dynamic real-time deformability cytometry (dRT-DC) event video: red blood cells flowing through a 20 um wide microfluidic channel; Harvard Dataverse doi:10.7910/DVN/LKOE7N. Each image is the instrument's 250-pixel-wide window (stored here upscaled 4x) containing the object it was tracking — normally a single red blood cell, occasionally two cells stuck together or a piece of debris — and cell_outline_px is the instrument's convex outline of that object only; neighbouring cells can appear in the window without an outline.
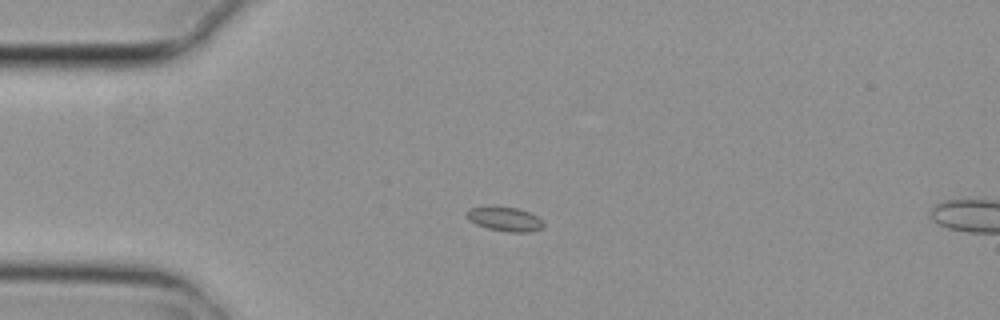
{"species": "common noctule bat (a hibernating species)", "species_latin": "Nyctalus noctula", "temperature_condition": "cold", "stored_images_in_passage": 2, "camera_frame_rate_fps": 3000, "um_per_image_px": 0.085, "animal": {"sex": "female", "body_mass_g": 29.2, "forearm_length_mm": 56.3}, "frame": {"image": 1, "passage_image": 1, "time_ms": 0.0, "image_size_px": [1000, 320], "cell_outline_px": [[544, 228], [532, 232], [508, 232], [488, 228], [476, 224], [468, 220], [468, 208], [488, 204], [492, 204], [516, 208], [528, 212], [544, 220]], "centroid_in_image_um": [42.91, 18.59], "position_along_channel_um": 42.1, "area_um2": 11.27}}